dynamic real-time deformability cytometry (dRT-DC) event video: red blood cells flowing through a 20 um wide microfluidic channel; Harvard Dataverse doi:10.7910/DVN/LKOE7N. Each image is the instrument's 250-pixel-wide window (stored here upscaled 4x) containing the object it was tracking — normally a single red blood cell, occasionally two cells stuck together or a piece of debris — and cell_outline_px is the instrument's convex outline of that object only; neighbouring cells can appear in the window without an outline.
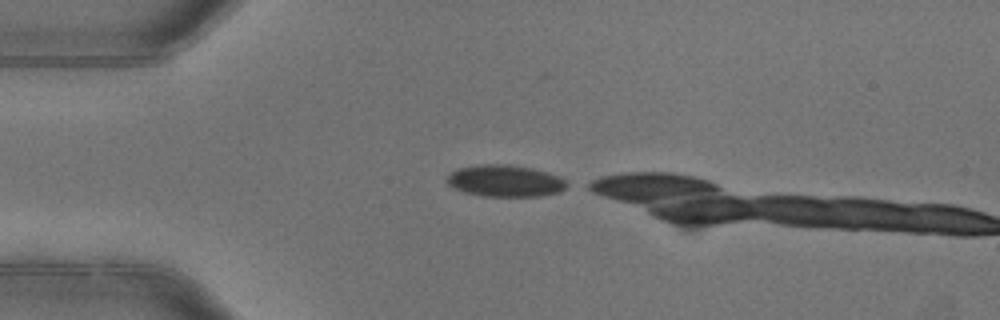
{"species": "common noctule bat (a hibernating species)", "species_latin": "Nyctalus noctula", "temperature_condition": "warm", "stored_images_in_passage": 2, "camera_frame_rate_fps": 3000, "um_per_image_px": 0.085, "animal": {"sex": "female"}, "frame": {"image": 1, "passage_image": 1, "time_ms": 0.0, "image_size_px": [1000, 320], "cell_outline_px": [[572, 184], [560, 192], [540, 196], [484, 196], [464, 192], [448, 184], [444, 180], [456, 168], [480, 164], [508, 164], [532, 168], [548, 172], [560, 176]], "centroid_in_image_um": [42.98, 15.37], "position_along_channel_um": 42.0, "area_um2": 22.48}}